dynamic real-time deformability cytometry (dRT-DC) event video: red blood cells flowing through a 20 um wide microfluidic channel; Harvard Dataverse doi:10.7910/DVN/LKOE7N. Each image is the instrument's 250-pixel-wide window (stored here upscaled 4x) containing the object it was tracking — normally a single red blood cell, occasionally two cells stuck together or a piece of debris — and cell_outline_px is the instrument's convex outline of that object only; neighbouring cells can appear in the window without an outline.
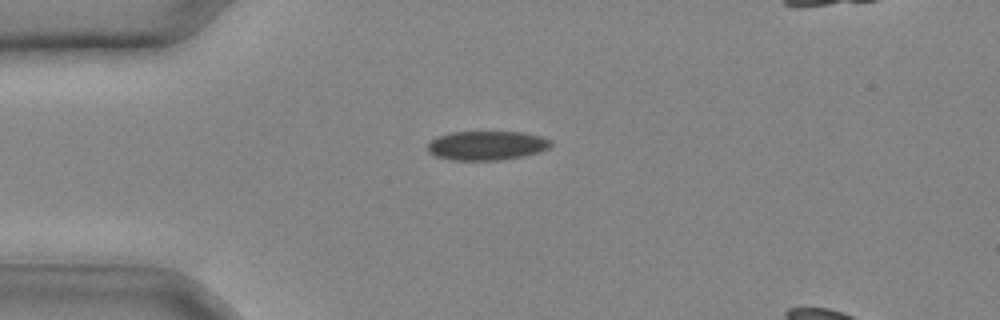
{"species": "common noctule bat (a hibernating species)", "species_latin": "Nyctalus noctula", "temperature_condition": "cold", "stored_images_in_passage": 32, "camera_frame_rate_fps": 3000, "um_per_image_px": 0.085, "animal": {"sex": "male", "body_mass_g": 20.4}, "frame": {"image": 1, "passage_image": 8, "time_ms": 2.333, "image_size_px": [1000, 320], "cell_outline_px": [[552, 144], [548, 148], [540, 152], [524, 156], [500, 160], [452, 160], [436, 156], [428, 152], [428, 144], [436, 136], [452, 132], [524, 132], [540, 136], [552, 140]], "centroid_in_image_um": [41.39, 12.37], "position_along_channel_um": 43.6, "area_um2": 21.04}}
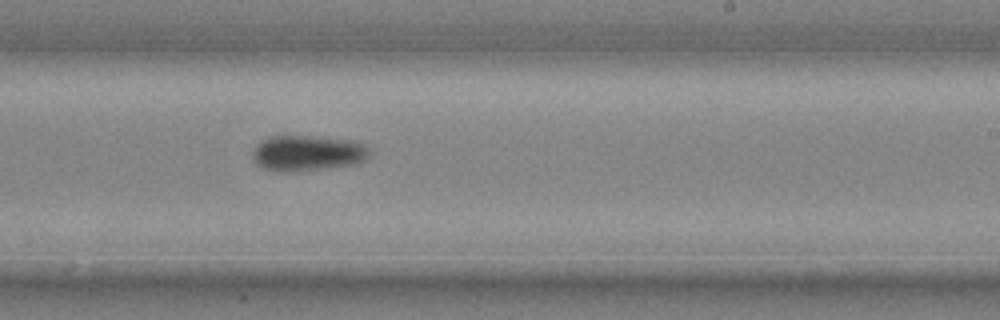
{"frame": {"image": 2, "passage_image": 20, "time_ms": 6.333, "image_size_px": [1000, 320], "cell_outline_px": [[368, 156], [364, 160], [352, 164], [328, 168], [296, 172], [276, 172], [264, 168], [256, 164], [252, 160], [252, 152], [256, 144], [260, 140], [268, 136], [308, 136], [352, 140], [364, 144], [368, 148]], "centroid_in_image_um": [26.06, 13.02], "position_along_channel_um": 262.9, "area_um2": 24.51}}
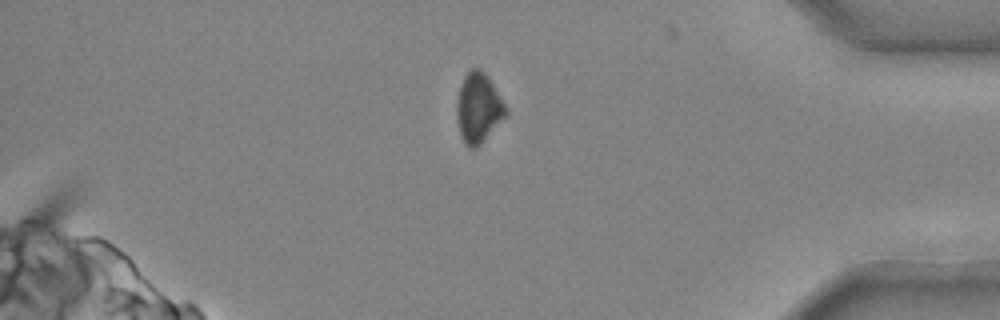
{"frame": {"image": 3, "passage_image": 28, "time_ms": 9.0, "image_size_px": [1000, 320], "cell_outline_px": [[508, 116], [476, 148], [468, 148], [464, 144], [460, 132], [456, 112], [456, 104], [460, 88], [464, 76], [472, 68], [480, 68], [484, 72], [508, 108]], "centroid_in_image_um": [40.69, 9.2], "position_along_channel_um": 394.5, "area_um2": 19.94}}